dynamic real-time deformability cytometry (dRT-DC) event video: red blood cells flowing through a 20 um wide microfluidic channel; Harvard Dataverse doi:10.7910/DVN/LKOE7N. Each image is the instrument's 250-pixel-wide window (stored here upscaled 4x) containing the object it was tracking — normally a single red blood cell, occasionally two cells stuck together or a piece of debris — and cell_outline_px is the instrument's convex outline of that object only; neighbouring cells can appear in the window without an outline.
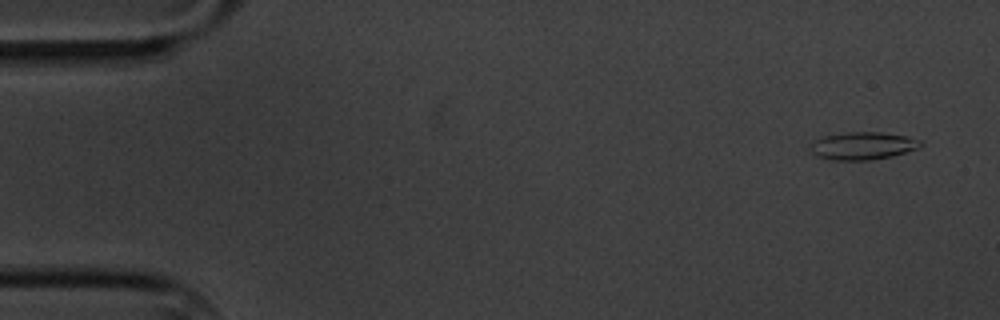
{"species": "common noctule bat (a hibernating species)", "species_latin": "Nyctalus noctula", "temperature_condition": "cold", "stored_images_in_passage": 5, "camera_frame_rate_fps": 3000, "um_per_image_px": 0.085, "animal": {"sex": "male", "body_mass_g": 20.1, "forearm_length_mm": 53.5}, "frame": {"image": 1, "passage_image": 1, "time_ms": 0.0, "image_size_px": [1000, 320], "cell_outline_px": [[924, 144], [920, 148], [892, 156], [868, 160], [832, 160], [816, 156], [812, 152], [808, 144], [820, 136], [848, 132], [880, 132], [904, 136], [920, 140]], "centroid_in_image_um": [73.3, 12.39], "position_along_channel_um": 11.7, "area_um2": 17.92}}
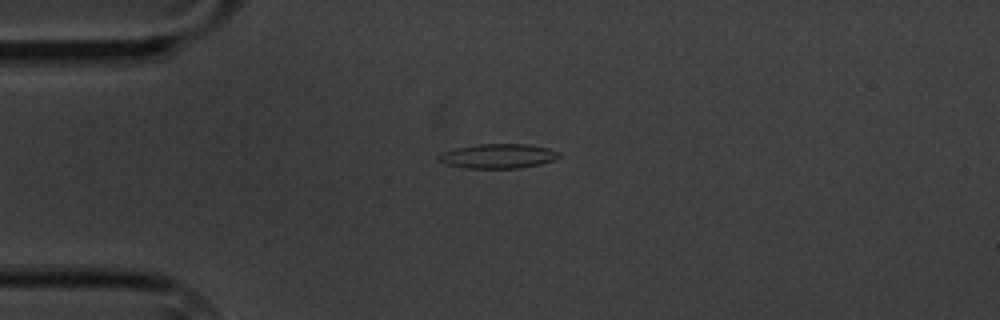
{"frame": {"image": 2, "passage_image": 4, "time_ms": 3.667, "image_size_px": [1000, 320], "cell_outline_px": [[560, 156], [556, 160], [540, 164], [516, 168], [468, 168], [444, 164], [436, 156], [444, 152], [456, 148], [480, 144], [528, 144], [548, 148], [560, 152]], "centroid_in_image_um": [42.37, 13.26], "position_along_channel_um": 42.6, "area_um2": 17.11}}